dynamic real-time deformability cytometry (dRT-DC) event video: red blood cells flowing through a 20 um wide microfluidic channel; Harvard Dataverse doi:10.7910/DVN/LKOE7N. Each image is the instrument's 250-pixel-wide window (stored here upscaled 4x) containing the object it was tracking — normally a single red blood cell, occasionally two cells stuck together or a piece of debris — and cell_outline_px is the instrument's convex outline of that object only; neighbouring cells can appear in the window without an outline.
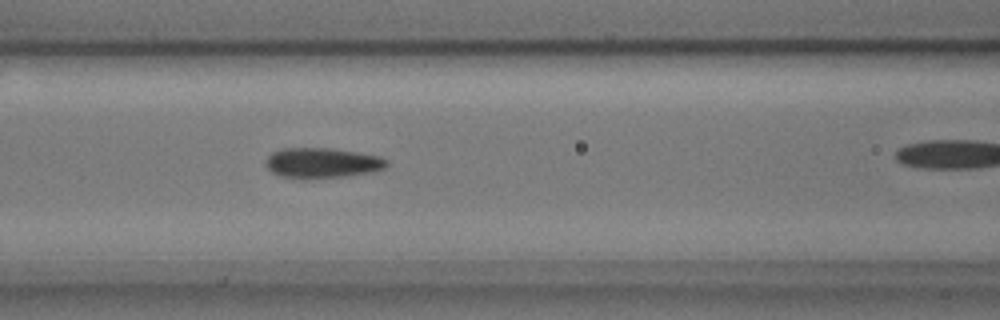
{"species": "common noctule bat (a hibernating species)", "species_latin": "Nyctalus noctula", "temperature_condition": "cold", "stored_images_in_passage": 4, "camera_frame_rate_fps": 3000, "um_per_image_px": 0.085, "animal": {"sex": "male", "body_mass_g": 17.9, "forearm_length_mm": 54.2}, "frame": {"image": 1, "passage_image": 3, "time_ms": 0.667, "image_size_px": [1000, 320], "cell_outline_px": [[388, 164], [384, 168], [372, 172], [344, 176], [280, 176], [272, 172], [268, 168], [268, 156], [272, 152], [284, 148], [332, 148], [360, 152], [380, 156], [388, 160]], "centroid_in_image_um": [27.46, 13.8], "position_along_channel_um": 139.1, "area_um2": 20.58}}